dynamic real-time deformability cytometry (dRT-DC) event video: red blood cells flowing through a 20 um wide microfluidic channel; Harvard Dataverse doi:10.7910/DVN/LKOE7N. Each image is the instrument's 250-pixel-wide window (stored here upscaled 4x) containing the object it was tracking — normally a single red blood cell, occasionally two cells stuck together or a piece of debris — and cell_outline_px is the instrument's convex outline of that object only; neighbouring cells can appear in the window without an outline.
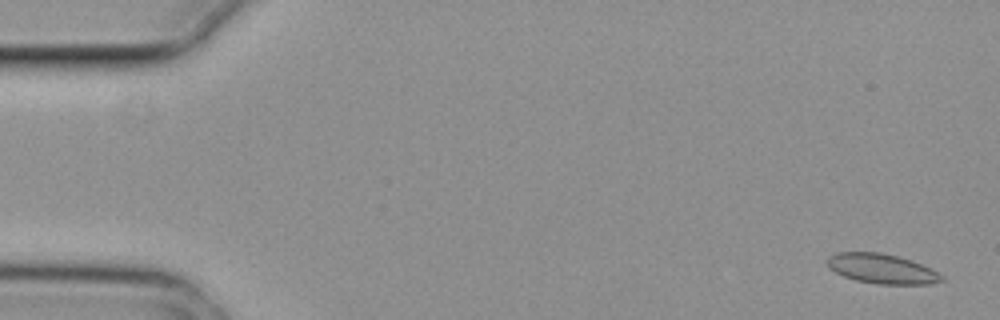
{"species": "common noctule bat (a hibernating species)", "species_latin": "Nyctalus noctula", "temperature_condition": "cold", "stored_images_in_passage": 5, "camera_frame_rate_fps": 3000, "um_per_image_px": 0.085, "animal": {"sex": "female", "body_mass_g": 29.2, "forearm_length_mm": 56.3}, "frame": {"image": 1, "passage_image": 1, "time_ms": 0.0, "image_size_px": [1000, 320], "cell_outline_px": [[944, 280], [932, 284], [876, 284], [856, 280], [844, 276], [828, 268], [824, 260], [828, 256], [836, 252], [880, 252], [900, 256], [912, 260], [944, 276]], "centroid_in_image_um": [74.91, 22.83], "position_along_channel_um": 10.1, "area_um2": 20.0}}
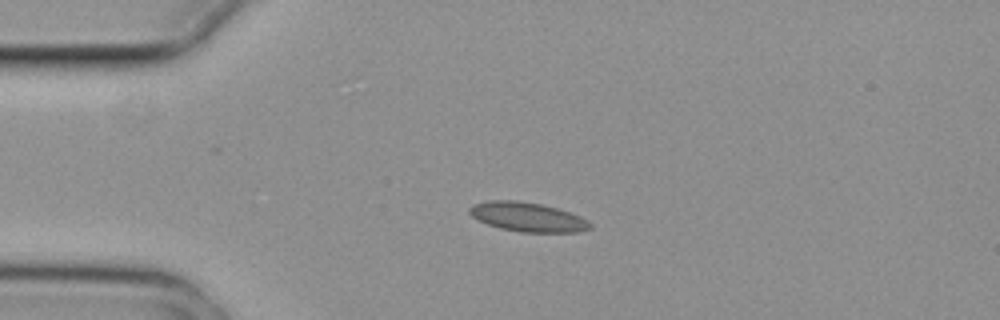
{"frame": {"image": 2, "passage_image": 4, "time_ms": 1.0, "image_size_px": [1000, 320], "cell_outline_px": [[592, 228], [580, 232], [520, 232], [500, 228], [488, 224], [472, 216], [468, 212], [468, 208], [472, 204], [488, 200], [516, 200], [540, 204], [572, 212], [588, 220], [592, 224]], "centroid_in_image_um": [44.86, 18.44], "position_along_channel_um": 40.1, "area_um2": 20.69}}